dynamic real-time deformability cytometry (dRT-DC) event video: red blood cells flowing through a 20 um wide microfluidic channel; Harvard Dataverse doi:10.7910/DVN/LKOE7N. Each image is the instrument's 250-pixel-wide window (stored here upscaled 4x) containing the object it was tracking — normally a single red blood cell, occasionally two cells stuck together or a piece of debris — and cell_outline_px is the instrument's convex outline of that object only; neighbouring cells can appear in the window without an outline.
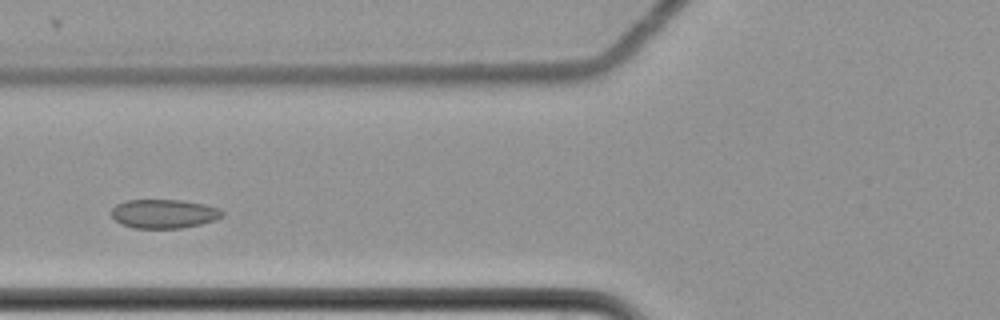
{"species": "common noctule bat (a hibernating species)", "species_latin": "Nyctalus noctula", "temperature_condition": "cold", "stored_images_in_passage": 4, "camera_frame_rate_fps": 3000, "um_per_image_px": 0.085, "animal": {"sex": "female", "body_mass_g": 22.7, "forearm_length_mm": 54.2}, "frame": {"image": 1, "passage_image": 4, "time_ms": 1.0, "image_size_px": [1000, 320], "cell_outline_px": [[224, 216], [200, 224], [180, 228], [132, 228], [116, 220], [112, 216], [112, 208], [116, 204], [128, 200], [180, 200], [204, 204], [220, 208], [224, 212]], "centroid_in_image_um": [13.95, 18.16], "position_along_channel_um": 111.9, "area_um2": 18.55}}